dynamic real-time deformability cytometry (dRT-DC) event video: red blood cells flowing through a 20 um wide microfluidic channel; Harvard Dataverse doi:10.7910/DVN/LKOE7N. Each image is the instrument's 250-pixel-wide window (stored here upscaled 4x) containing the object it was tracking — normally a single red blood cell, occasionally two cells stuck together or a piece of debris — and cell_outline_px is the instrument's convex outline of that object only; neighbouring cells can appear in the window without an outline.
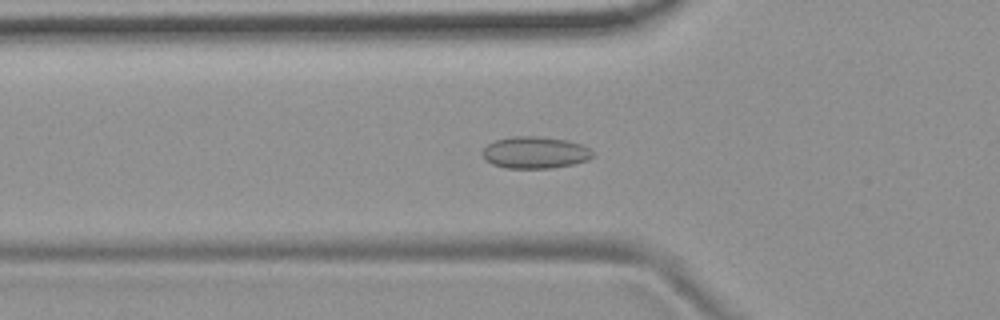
{"species": "common noctule bat (a hibernating species)", "species_latin": "Nyctalus noctula", "temperature_condition": "room temperature", "stored_images_in_passage": 39, "camera_frame_rate_fps": 3000, "um_per_image_px": 0.085, "animal": {"sex": "female", "body_mass_g": 19.9}, "frame": {"image": 1, "passage_image": 3, "time_ms": 0.667, "image_size_px": [1000, 320], "cell_outline_px": [[596, 152], [588, 160], [572, 164], [552, 168], [504, 168], [492, 164], [484, 160], [480, 152], [488, 144], [496, 140], [512, 136], [536, 136], [568, 140], [580, 144]], "centroid_in_image_um": [45.45, 12.97], "position_along_channel_um": 80.3, "area_um2": 20.63}}
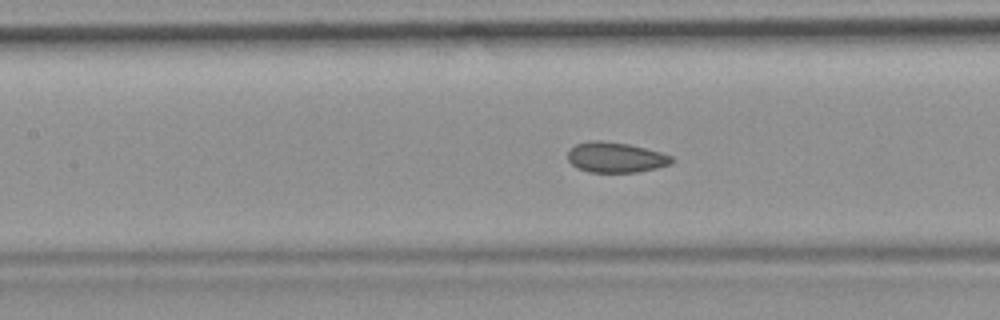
{"frame": {"image": 2, "passage_image": 9, "time_ms": 2.667, "image_size_px": [1000, 320], "cell_outline_px": [[676, 160], [672, 164], [656, 168], [636, 172], [588, 172], [576, 168], [568, 160], [568, 152], [576, 144], [588, 140], [600, 140], [628, 144], [660, 152], [672, 156]], "centroid_in_image_um": [52.33, 13.38], "position_along_channel_um": 155.1, "area_um2": 18.44}}
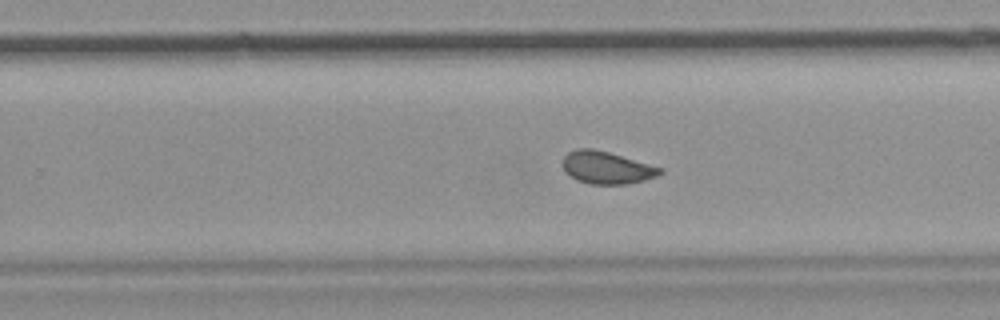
{"frame": {"image": 3, "passage_image": 19, "time_ms": 6.0, "image_size_px": [1000, 320], "cell_outline_px": [[664, 172], [656, 176], [644, 180], [628, 184], [588, 184], [576, 180], [564, 172], [564, 156], [568, 152], [576, 148], [592, 148], [608, 152], [664, 168]], "centroid_in_image_um": [51.57, 14.25], "position_along_channel_um": 278.2, "area_um2": 18.44}, "authors_computed_cell_mechanics": {"area_um2": 18.6694, "velocity_mm_per_s": 3.71, "shape_relaxation_time_tau1_ms": null, "shape_relaxation_time_tau2_ms": 0.9537, "deformation_change_tau1": null, "deformation_change_tau2": 0.0519}}